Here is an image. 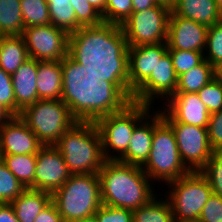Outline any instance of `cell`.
<instances>
[{
    "label": "cell",
    "instance_id": "6da1fadb",
    "mask_svg": "<svg viewBox=\"0 0 222 222\" xmlns=\"http://www.w3.org/2000/svg\"><path fill=\"white\" fill-rule=\"evenodd\" d=\"M61 66V100L77 121L96 122L103 116L123 110L132 102L129 82L99 80L69 55L61 60Z\"/></svg>",
    "mask_w": 222,
    "mask_h": 222
},
{
    "label": "cell",
    "instance_id": "7a4b0ae2",
    "mask_svg": "<svg viewBox=\"0 0 222 222\" xmlns=\"http://www.w3.org/2000/svg\"><path fill=\"white\" fill-rule=\"evenodd\" d=\"M68 55L108 82H129L128 43L120 25L81 27L69 35Z\"/></svg>",
    "mask_w": 222,
    "mask_h": 222
},
{
    "label": "cell",
    "instance_id": "3957f363",
    "mask_svg": "<svg viewBox=\"0 0 222 222\" xmlns=\"http://www.w3.org/2000/svg\"><path fill=\"white\" fill-rule=\"evenodd\" d=\"M98 175L103 205L134 211L156 196L142 167L107 160Z\"/></svg>",
    "mask_w": 222,
    "mask_h": 222
},
{
    "label": "cell",
    "instance_id": "277c9868",
    "mask_svg": "<svg viewBox=\"0 0 222 222\" xmlns=\"http://www.w3.org/2000/svg\"><path fill=\"white\" fill-rule=\"evenodd\" d=\"M54 146L63 156L71 174H98L107 161L95 122L77 121Z\"/></svg>",
    "mask_w": 222,
    "mask_h": 222
},
{
    "label": "cell",
    "instance_id": "5b68a950",
    "mask_svg": "<svg viewBox=\"0 0 222 222\" xmlns=\"http://www.w3.org/2000/svg\"><path fill=\"white\" fill-rule=\"evenodd\" d=\"M142 169L152 182L167 184L190 172L181 161L175 134L163 119L160 109L154 112L152 146Z\"/></svg>",
    "mask_w": 222,
    "mask_h": 222
},
{
    "label": "cell",
    "instance_id": "8992f818",
    "mask_svg": "<svg viewBox=\"0 0 222 222\" xmlns=\"http://www.w3.org/2000/svg\"><path fill=\"white\" fill-rule=\"evenodd\" d=\"M64 222L94 216L101 207L100 178L98 174H71L70 178L52 194Z\"/></svg>",
    "mask_w": 222,
    "mask_h": 222
},
{
    "label": "cell",
    "instance_id": "52a82bcc",
    "mask_svg": "<svg viewBox=\"0 0 222 222\" xmlns=\"http://www.w3.org/2000/svg\"><path fill=\"white\" fill-rule=\"evenodd\" d=\"M151 108L132 101L123 110L95 122L106 160H119L126 153L134 128L152 111Z\"/></svg>",
    "mask_w": 222,
    "mask_h": 222
},
{
    "label": "cell",
    "instance_id": "ba28073f",
    "mask_svg": "<svg viewBox=\"0 0 222 222\" xmlns=\"http://www.w3.org/2000/svg\"><path fill=\"white\" fill-rule=\"evenodd\" d=\"M19 117L44 146L55 145L77 122L62 100H37L25 107Z\"/></svg>",
    "mask_w": 222,
    "mask_h": 222
},
{
    "label": "cell",
    "instance_id": "9c48e42d",
    "mask_svg": "<svg viewBox=\"0 0 222 222\" xmlns=\"http://www.w3.org/2000/svg\"><path fill=\"white\" fill-rule=\"evenodd\" d=\"M167 185L170 191L165 198L170 203L174 222H197L213 193L207 178L200 171L189 172Z\"/></svg>",
    "mask_w": 222,
    "mask_h": 222
},
{
    "label": "cell",
    "instance_id": "30bf717a",
    "mask_svg": "<svg viewBox=\"0 0 222 222\" xmlns=\"http://www.w3.org/2000/svg\"><path fill=\"white\" fill-rule=\"evenodd\" d=\"M171 9L157 4L132 12L121 25L128 47L167 42Z\"/></svg>",
    "mask_w": 222,
    "mask_h": 222
},
{
    "label": "cell",
    "instance_id": "8fae6325",
    "mask_svg": "<svg viewBox=\"0 0 222 222\" xmlns=\"http://www.w3.org/2000/svg\"><path fill=\"white\" fill-rule=\"evenodd\" d=\"M69 33L52 24L30 26L21 34L29 58L37 61H61L68 55Z\"/></svg>",
    "mask_w": 222,
    "mask_h": 222
},
{
    "label": "cell",
    "instance_id": "7c38bea8",
    "mask_svg": "<svg viewBox=\"0 0 222 222\" xmlns=\"http://www.w3.org/2000/svg\"><path fill=\"white\" fill-rule=\"evenodd\" d=\"M175 134L181 161L190 172L201 171L213 154L207 128L168 123Z\"/></svg>",
    "mask_w": 222,
    "mask_h": 222
},
{
    "label": "cell",
    "instance_id": "4fadbf2b",
    "mask_svg": "<svg viewBox=\"0 0 222 222\" xmlns=\"http://www.w3.org/2000/svg\"><path fill=\"white\" fill-rule=\"evenodd\" d=\"M178 76L167 51L151 75L133 92L132 101L153 107L156 99L167 101L176 92ZM163 99V100H162ZM166 99V100H165Z\"/></svg>",
    "mask_w": 222,
    "mask_h": 222
},
{
    "label": "cell",
    "instance_id": "5bb4252c",
    "mask_svg": "<svg viewBox=\"0 0 222 222\" xmlns=\"http://www.w3.org/2000/svg\"><path fill=\"white\" fill-rule=\"evenodd\" d=\"M34 189L53 194L71 176L65 160L54 146H43L36 154Z\"/></svg>",
    "mask_w": 222,
    "mask_h": 222
},
{
    "label": "cell",
    "instance_id": "9a60e30c",
    "mask_svg": "<svg viewBox=\"0 0 222 222\" xmlns=\"http://www.w3.org/2000/svg\"><path fill=\"white\" fill-rule=\"evenodd\" d=\"M161 114L167 123H183L207 128L211 115L197 93H175L164 102Z\"/></svg>",
    "mask_w": 222,
    "mask_h": 222
},
{
    "label": "cell",
    "instance_id": "2e32d148",
    "mask_svg": "<svg viewBox=\"0 0 222 222\" xmlns=\"http://www.w3.org/2000/svg\"><path fill=\"white\" fill-rule=\"evenodd\" d=\"M44 145L19 116L6 117L0 126L2 155L37 154Z\"/></svg>",
    "mask_w": 222,
    "mask_h": 222
},
{
    "label": "cell",
    "instance_id": "e0dca14e",
    "mask_svg": "<svg viewBox=\"0 0 222 222\" xmlns=\"http://www.w3.org/2000/svg\"><path fill=\"white\" fill-rule=\"evenodd\" d=\"M207 30V26L175 15L171 11L167 36L168 49L204 52Z\"/></svg>",
    "mask_w": 222,
    "mask_h": 222
},
{
    "label": "cell",
    "instance_id": "ac0fdd59",
    "mask_svg": "<svg viewBox=\"0 0 222 222\" xmlns=\"http://www.w3.org/2000/svg\"><path fill=\"white\" fill-rule=\"evenodd\" d=\"M168 51L167 42L128 47L129 89L134 92Z\"/></svg>",
    "mask_w": 222,
    "mask_h": 222
},
{
    "label": "cell",
    "instance_id": "d6986e66",
    "mask_svg": "<svg viewBox=\"0 0 222 222\" xmlns=\"http://www.w3.org/2000/svg\"><path fill=\"white\" fill-rule=\"evenodd\" d=\"M37 70L38 61L29 58L11 75L15 96V116H19L25 107L40 100L36 84Z\"/></svg>",
    "mask_w": 222,
    "mask_h": 222
},
{
    "label": "cell",
    "instance_id": "ffe728a7",
    "mask_svg": "<svg viewBox=\"0 0 222 222\" xmlns=\"http://www.w3.org/2000/svg\"><path fill=\"white\" fill-rule=\"evenodd\" d=\"M150 112L135 128L131 136L126 153L119 162L142 167L152 146L154 132V112Z\"/></svg>",
    "mask_w": 222,
    "mask_h": 222
},
{
    "label": "cell",
    "instance_id": "44dd1931",
    "mask_svg": "<svg viewBox=\"0 0 222 222\" xmlns=\"http://www.w3.org/2000/svg\"><path fill=\"white\" fill-rule=\"evenodd\" d=\"M36 84L40 100H61L63 87L61 61H38Z\"/></svg>",
    "mask_w": 222,
    "mask_h": 222
},
{
    "label": "cell",
    "instance_id": "7402d4cb",
    "mask_svg": "<svg viewBox=\"0 0 222 222\" xmlns=\"http://www.w3.org/2000/svg\"><path fill=\"white\" fill-rule=\"evenodd\" d=\"M171 11L175 15L191 19L207 27L222 21L215 0H178Z\"/></svg>",
    "mask_w": 222,
    "mask_h": 222
},
{
    "label": "cell",
    "instance_id": "603a6c76",
    "mask_svg": "<svg viewBox=\"0 0 222 222\" xmlns=\"http://www.w3.org/2000/svg\"><path fill=\"white\" fill-rule=\"evenodd\" d=\"M52 201V194L26 188L10 204L19 222H34L37 215Z\"/></svg>",
    "mask_w": 222,
    "mask_h": 222
},
{
    "label": "cell",
    "instance_id": "cb8c5ba5",
    "mask_svg": "<svg viewBox=\"0 0 222 222\" xmlns=\"http://www.w3.org/2000/svg\"><path fill=\"white\" fill-rule=\"evenodd\" d=\"M28 59L21 35L0 36V68L7 74L12 75Z\"/></svg>",
    "mask_w": 222,
    "mask_h": 222
},
{
    "label": "cell",
    "instance_id": "d4e9b609",
    "mask_svg": "<svg viewBox=\"0 0 222 222\" xmlns=\"http://www.w3.org/2000/svg\"><path fill=\"white\" fill-rule=\"evenodd\" d=\"M216 77L215 67L207 60L178 76L175 93H197Z\"/></svg>",
    "mask_w": 222,
    "mask_h": 222
},
{
    "label": "cell",
    "instance_id": "484cf974",
    "mask_svg": "<svg viewBox=\"0 0 222 222\" xmlns=\"http://www.w3.org/2000/svg\"><path fill=\"white\" fill-rule=\"evenodd\" d=\"M2 160L25 188L34 189L36 154L2 155Z\"/></svg>",
    "mask_w": 222,
    "mask_h": 222
},
{
    "label": "cell",
    "instance_id": "4316f807",
    "mask_svg": "<svg viewBox=\"0 0 222 222\" xmlns=\"http://www.w3.org/2000/svg\"><path fill=\"white\" fill-rule=\"evenodd\" d=\"M23 29L20 0H0V36L21 35Z\"/></svg>",
    "mask_w": 222,
    "mask_h": 222
},
{
    "label": "cell",
    "instance_id": "83f0119b",
    "mask_svg": "<svg viewBox=\"0 0 222 222\" xmlns=\"http://www.w3.org/2000/svg\"><path fill=\"white\" fill-rule=\"evenodd\" d=\"M157 197L159 196L156 195L147 204L133 211V222H174L167 198Z\"/></svg>",
    "mask_w": 222,
    "mask_h": 222
},
{
    "label": "cell",
    "instance_id": "f1b7e54d",
    "mask_svg": "<svg viewBox=\"0 0 222 222\" xmlns=\"http://www.w3.org/2000/svg\"><path fill=\"white\" fill-rule=\"evenodd\" d=\"M50 13V24L61 28L67 33L77 31L81 26L76 21L74 8L70 0H46Z\"/></svg>",
    "mask_w": 222,
    "mask_h": 222
},
{
    "label": "cell",
    "instance_id": "f546056e",
    "mask_svg": "<svg viewBox=\"0 0 222 222\" xmlns=\"http://www.w3.org/2000/svg\"><path fill=\"white\" fill-rule=\"evenodd\" d=\"M24 28L50 24L49 7L46 0H20Z\"/></svg>",
    "mask_w": 222,
    "mask_h": 222
},
{
    "label": "cell",
    "instance_id": "4dcf8cb0",
    "mask_svg": "<svg viewBox=\"0 0 222 222\" xmlns=\"http://www.w3.org/2000/svg\"><path fill=\"white\" fill-rule=\"evenodd\" d=\"M26 188L9 171L4 161L0 160V203H11Z\"/></svg>",
    "mask_w": 222,
    "mask_h": 222
},
{
    "label": "cell",
    "instance_id": "1f68e13d",
    "mask_svg": "<svg viewBox=\"0 0 222 222\" xmlns=\"http://www.w3.org/2000/svg\"><path fill=\"white\" fill-rule=\"evenodd\" d=\"M204 59L214 67L222 62V21L208 27Z\"/></svg>",
    "mask_w": 222,
    "mask_h": 222
},
{
    "label": "cell",
    "instance_id": "d6a6232c",
    "mask_svg": "<svg viewBox=\"0 0 222 222\" xmlns=\"http://www.w3.org/2000/svg\"><path fill=\"white\" fill-rule=\"evenodd\" d=\"M132 12V0H107L105 11L101 16L104 23L121 26Z\"/></svg>",
    "mask_w": 222,
    "mask_h": 222
},
{
    "label": "cell",
    "instance_id": "836d02e7",
    "mask_svg": "<svg viewBox=\"0 0 222 222\" xmlns=\"http://www.w3.org/2000/svg\"><path fill=\"white\" fill-rule=\"evenodd\" d=\"M200 172L207 178L213 194L222 198V150L213 151L211 158Z\"/></svg>",
    "mask_w": 222,
    "mask_h": 222
},
{
    "label": "cell",
    "instance_id": "e575fe53",
    "mask_svg": "<svg viewBox=\"0 0 222 222\" xmlns=\"http://www.w3.org/2000/svg\"><path fill=\"white\" fill-rule=\"evenodd\" d=\"M177 76L189 71L204 60V52L168 49Z\"/></svg>",
    "mask_w": 222,
    "mask_h": 222
},
{
    "label": "cell",
    "instance_id": "d590c367",
    "mask_svg": "<svg viewBox=\"0 0 222 222\" xmlns=\"http://www.w3.org/2000/svg\"><path fill=\"white\" fill-rule=\"evenodd\" d=\"M197 94L210 114L222 109V81L217 77L207 83Z\"/></svg>",
    "mask_w": 222,
    "mask_h": 222
},
{
    "label": "cell",
    "instance_id": "8d00e7d4",
    "mask_svg": "<svg viewBox=\"0 0 222 222\" xmlns=\"http://www.w3.org/2000/svg\"><path fill=\"white\" fill-rule=\"evenodd\" d=\"M70 4L74 8L76 21L81 27L97 26L103 23L101 14L88 0H70Z\"/></svg>",
    "mask_w": 222,
    "mask_h": 222
},
{
    "label": "cell",
    "instance_id": "74e56055",
    "mask_svg": "<svg viewBox=\"0 0 222 222\" xmlns=\"http://www.w3.org/2000/svg\"><path fill=\"white\" fill-rule=\"evenodd\" d=\"M0 111L7 117L15 116V96L12 78L0 68Z\"/></svg>",
    "mask_w": 222,
    "mask_h": 222
},
{
    "label": "cell",
    "instance_id": "f35d334b",
    "mask_svg": "<svg viewBox=\"0 0 222 222\" xmlns=\"http://www.w3.org/2000/svg\"><path fill=\"white\" fill-rule=\"evenodd\" d=\"M94 215L98 222H133L132 210L103 204Z\"/></svg>",
    "mask_w": 222,
    "mask_h": 222
},
{
    "label": "cell",
    "instance_id": "ab89813d",
    "mask_svg": "<svg viewBox=\"0 0 222 222\" xmlns=\"http://www.w3.org/2000/svg\"><path fill=\"white\" fill-rule=\"evenodd\" d=\"M207 131L213 151L222 150V109L209 116Z\"/></svg>",
    "mask_w": 222,
    "mask_h": 222
},
{
    "label": "cell",
    "instance_id": "60d3db41",
    "mask_svg": "<svg viewBox=\"0 0 222 222\" xmlns=\"http://www.w3.org/2000/svg\"><path fill=\"white\" fill-rule=\"evenodd\" d=\"M197 222H222V198L211 194Z\"/></svg>",
    "mask_w": 222,
    "mask_h": 222
},
{
    "label": "cell",
    "instance_id": "b9f144b4",
    "mask_svg": "<svg viewBox=\"0 0 222 222\" xmlns=\"http://www.w3.org/2000/svg\"><path fill=\"white\" fill-rule=\"evenodd\" d=\"M34 222H64L56 205L51 201L35 218Z\"/></svg>",
    "mask_w": 222,
    "mask_h": 222
},
{
    "label": "cell",
    "instance_id": "7bdbcfd3",
    "mask_svg": "<svg viewBox=\"0 0 222 222\" xmlns=\"http://www.w3.org/2000/svg\"><path fill=\"white\" fill-rule=\"evenodd\" d=\"M0 222H19L10 203H0Z\"/></svg>",
    "mask_w": 222,
    "mask_h": 222
},
{
    "label": "cell",
    "instance_id": "ee69618b",
    "mask_svg": "<svg viewBox=\"0 0 222 222\" xmlns=\"http://www.w3.org/2000/svg\"><path fill=\"white\" fill-rule=\"evenodd\" d=\"M132 3L133 12H139L157 5L155 0H132Z\"/></svg>",
    "mask_w": 222,
    "mask_h": 222
},
{
    "label": "cell",
    "instance_id": "f6af8a7d",
    "mask_svg": "<svg viewBox=\"0 0 222 222\" xmlns=\"http://www.w3.org/2000/svg\"><path fill=\"white\" fill-rule=\"evenodd\" d=\"M89 3L96 9L101 15L105 11L107 0H88Z\"/></svg>",
    "mask_w": 222,
    "mask_h": 222
},
{
    "label": "cell",
    "instance_id": "bcb514c9",
    "mask_svg": "<svg viewBox=\"0 0 222 222\" xmlns=\"http://www.w3.org/2000/svg\"><path fill=\"white\" fill-rule=\"evenodd\" d=\"M155 1L157 2V4H160V5H163L172 9L178 0H155Z\"/></svg>",
    "mask_w": 222,
    "mask_h": 222
},
{
    "label": "cell",
    "instance_id": "7dc6e473",
    "mask_svg": "<svg viewBox=\"0 0 222 222\" xmlns=\"http://www.w3.org/2000/svg\"><path fill=\"white\" fill-rule=\"evenodd\" d=\"M71 222H98L96 216H91V217H87V218H83L80 220H75V221H71Z\"/></svg>",
    "mask_w": 222,
    "mask_h": 222
},
{
    "label": "cell",
    "instance_id": "c3c4849f",
    "mask_svg": "<svg viewBox=\"0 0 222 222\" xmlns=\"http://www.w3.org/2000/svg\"><path fill=\"white\" fill-rule=\"evenodd\" d=\"M216 77L222 81V62L215 67Z\"/></svg>",
    "mask_w": 222,
    "mask_h": 222
},
{
    "label": "cell",
    "instance_id": "681fc988",
    "mask_svg": "<svg viewBox=\"0 0 222 222\" xmlns=\"http://www.w3.org/2000/svg\"><path fill=\"white\" fill-rule=\"evenodd\" d=\"M218 6V9L220 11V14L222 16V0H215Z\"/></svg>",
    "mask_w": 222,
    "mask_h": 222
},
{
    "label": "cell",
    "instance_id": "f907efd6",
    "mask_svg": "<svg viewBox=\"0 0 222 222\" xmlns=\"http://www.w3.org/2000/svg\"><path fill=\"white\" fill-rule=\"evenodd\" d=\"M6 117H7V116L0 111V126H1L2 121H3Z\"/></svg>",
    "mask_w": 222,
    "mask_h": 222
},
{
    "label": "cell",
    "instance_id": "816d5d0a",
    "mask_svg": "<svg viewBox=\"0 0 222 222\" xmlns=\"http://www.w3.org/2000/svg\"><path fill=\"white\" fill-rule=\"evenodd\" d=\"M2 159L1 148H0V160Z\"/></svg>",
    "mask_w": 222,
    "mask_h": 222
}]
</instances>
